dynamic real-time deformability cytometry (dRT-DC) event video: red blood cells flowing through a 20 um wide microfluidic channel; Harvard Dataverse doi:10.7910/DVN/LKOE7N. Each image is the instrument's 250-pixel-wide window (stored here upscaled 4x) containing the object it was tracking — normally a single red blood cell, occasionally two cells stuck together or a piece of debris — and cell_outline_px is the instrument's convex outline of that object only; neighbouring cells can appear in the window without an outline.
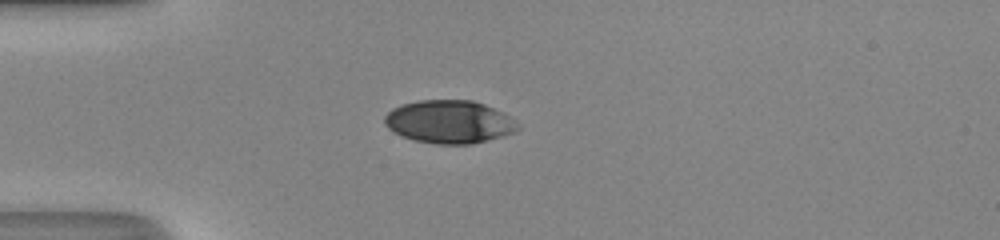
{"species": "human", "species_latin": "Homo sapiens", "temperature_condition": "room temperature", "stored_images_in_passage": 36, "camera_frame_rate_fps": 3000, "um_per_image_px": 0.085, "donor": {"sex": "male"}, "frame": {"image": 1, "passage_image": 1, "time_ms": 0.0, "image_size_px": [1000, 240], "cell_outline_px": [[520, 128], [516, 132], [504, 136], [472, 144], [436, 144], [416, 140], [404, 136], [388, 128], [384, 124], [384, 116], [392, 108], [400, 104], [420, 100], [472, 100], [484, 104], [508, 116]], "centroid_in_image_um": [38.17, 10.35], "position_along_channel_um": 46.8, "area_um2": 33.18}}
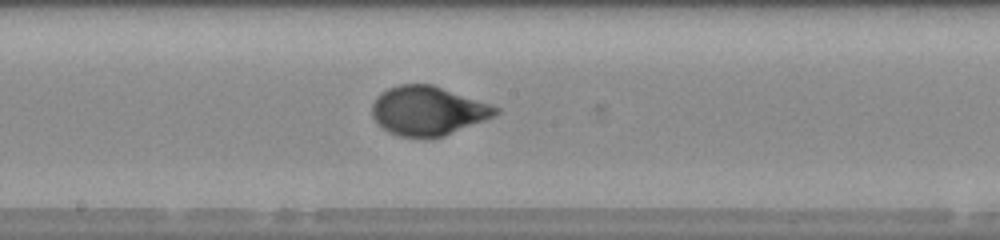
{"frame": {"image": 2, "passage_image": 14, "time_ms": 4.333, "image_size_px": [1000, 240], "cell_outline_px": [[500, 112], [496, 116], [444, 136], [400, 136], [388, 132], [372, 116], [372, 104], [376, 96], [380, 92], [388, 88], [400, 84], [432, 84], [500, 108]], "centroid_in_image_um": [36.37, 9.4], "position_along_channel_um": 211.8, "area_um2": 34.97}}
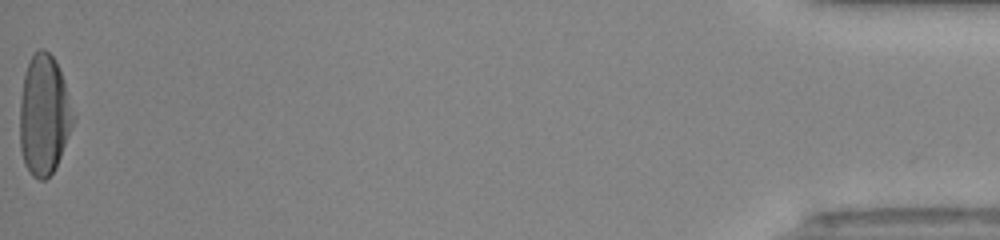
{"frame": {"image": 3, "passage_image": 36, "time_ms": 11.667, "image_size_px": [1000, 240], "cell_outline_px": [[76, 120], [56, 168], [44, 180], [40, 180], [32, 176], [24, 164], [20, 148], [20, 100], [24, 76], [28, 64], [32, 56], [40, 48], [44, 48], [52, 56], [60, 72]], "centroid_in_image_um": [3.74, 9.84], "position_along_channel_um": 431.5, "area_um2": 37.22}, "authors_computed_cell_mechanics": {"area_um2": 35.1713, "velocity_mm_per_s": 4.3266, "shape_relaxation_time_tau1_ms": 3.4338, "shape_relaxation_time_tau2_ms": null, "deformation_change_tau1": 0.1846, "deformation_change_tau2": null}}